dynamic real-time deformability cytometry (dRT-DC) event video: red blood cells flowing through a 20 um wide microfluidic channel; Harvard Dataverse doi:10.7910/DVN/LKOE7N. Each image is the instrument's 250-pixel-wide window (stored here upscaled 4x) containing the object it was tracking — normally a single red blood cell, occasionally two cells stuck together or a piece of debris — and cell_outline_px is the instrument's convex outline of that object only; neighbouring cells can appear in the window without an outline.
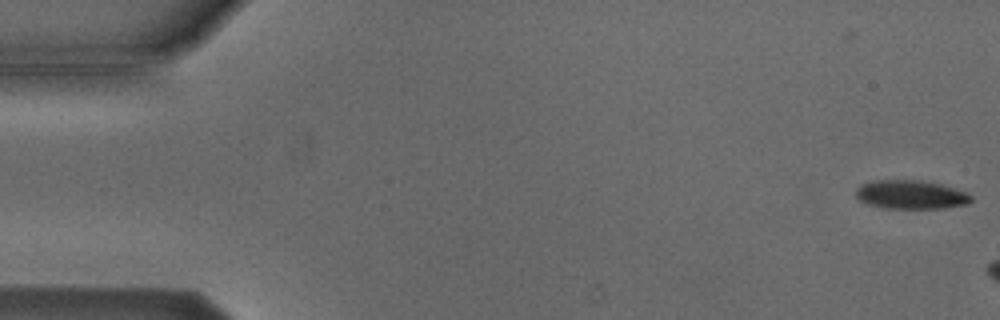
{"species": "Egyptian fruit bat (a non-hibernating species)", "species_latin": "Rousettus aegyptiacus", "temperature_condition": "cold", "stored_images_in_passage": 2, "camera_frame_rate_fps": 3000, "um_per_image_px": 0.085, "animal": {"sex": "male"}, "frame": {"image": 1, "passage_image": 2, "time_ms": 0.333, "image_size_px": [1000, 320], "cell_outline_px": [[972, 200], [968, 204], [944, 208], [884, 208], [868, 204], [860, 200], [856, 196], [856, 188], [872, 180], [912, 180], [940, 184], [964, 192], [972, 196]], "centroid_in_image_um": [77.4, 16.55], "position_along_channel_um": 7.6, "area_um2": 19.02}}